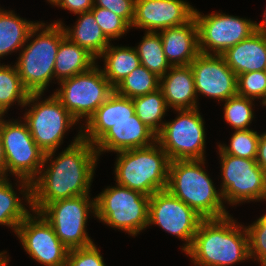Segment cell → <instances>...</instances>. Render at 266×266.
<instances>
[{
	"mask_svg": "<svg viewBox=\"0 0 266 266\" xmlns=\"http://www.w3.org/2000/svg\"><path fill=\"white\" fill-rule=\"evenodd\" d=\"M158 33L165 57L171 66L190 65L200 54L198 26L194 17L186 24L169 27Z\"/></svg>",
	"mask_w": 266,
	"mask_h": 266,
	"instance_id": "d6986e66",
	"label": "cell"
},
{
	"mask_svg": "<svg viewBox=\"0 0 266 266\" xmlns=\"http://www.w3.org/2000/svg\"><path fill=\"white\" fill-rule=\"evenodd\" d=\"M156 142V134L137 115L129 120H121L112 126L95 144L98 156L101 152H119L144 148Z\"/></svg>",
	"mask_w": 266,
	"mask_h": 266,
	"instance_id": "ac0fdd59",
	"label": "cell"
},
{
	"mask_svg": "<svg viewBox=\"0 0 266 266\" xmlns=\"http://www.w3.org/2000/svg\"><path fill=\"white\" fill-rule=\"evenodd\" d=\"M79 19L73 29L65 27L62 21L53 23L62 24L65 36L73 43L85 48L96 59L107 49L110 41L103 34L91 11L79 14Z\"/></svg>",
	"mask_w": 266,
	"mask_h": 266,
	"instance_id": "603a6c76",
	"label": "cell"
},
{
	"mask_svg": "<svg viewBox=\"0 0 266 266\" xmlns=\"http://www.w3.org/2000/svg\"><path fill=\"white\" fill-rule=\"evenodd\" d=\"M5 151L0 137V177L5 176Z\"/></svg>",
	"mask_w": 266,
	"mask_h": 266,
	"instance_id": "60d3db41",
	"label": "cell"
},
{
	"mask_svg": "<svg viewBox=\"0 0 266 266\" xmlns=\"http://www.w3.org/2000/svg\"><path fill=\"white\" fill-rule=\"evenodd\" d=\"M193 70L196 94L219 101L237 95V75L221 55L200 53L190 64Z\"/></svg>",
	"mask_w": 266,
	"mask_h": 266,
	"instance_id": "2e32d148",
	"label": "cell"
},
{
	"mask_svg": "<svg viewBox=\"0 0 266 266\" xmlns=\"http://www.w3.org/2000/svg\"><path fill=\"white\" fill-rule=\"evenodd\" d=\"M104 58V77L115 88L127 75L141 66L137 51L133 47L109 45L99 56Z\"/></svg>",
	"mask_w": 266,
	"mask_h": 266,
	"instance_id": "484cf974",
	"label": "cell"
},
{
	"mask_svg": "<svg viewBox=\"0 0 266 266\" xmlns=\"http://www.w3.org/2000/svg\"><path fill=\"white\" fill-rule=\"evenodd\" d=\"M0 8V58L19 50L31 38L29 33L37 22L27 21L14 12Z\"/></svg>",
	"mask_w": 266,
	"mask_h": 266,
	"instance_id": "d4e9b609",
	"label": "cell"
},
{
	"mask_svg": "<svg viewBox=\"0 0 266 266\" xmlns=\"http://www.w3.org/2000/svg\"><path fill=\"white\" fill-rule=\"evenodd\" d=\"M194 8L184 0H135L131 28L158 32L186 24L194 17Z\"/></svg>",
	"mask_w": 266,
	"mask_h": 266,
	"instance_id": "e0dca14e",
	"label": "cell"
},
{
	"mask_svg": "<svg viewBox=\"0 0 266 266\" xmlns=\"http://www.w3.org/2000/svg\"><path fill=\"white\" fill-rule=\"evenodd\" d=\"M132 100L137 117L157 135L165 123L162 118L169 109L162 91L158 89Z\"/></svg>",
	"mask_w": 266,
	"mask_h": 266,
	"instance_id": "4316f807",
	"label": "cell"
},
{
	"mask_svg": "<svg viewBox=\"0 0 266 266\" xmlns=\"http://www.w3.org/2000/svg\"><path fill=\"white\" fill-rule=\"evenodd\" d=\"M221 160V189L224 202L236 205L266 200V172L256 159H246L219 153Z\"/></svg>",
	"mask_w": 266,
	"mask_h": 266,
	"instance_id": "7c38bea8",
	"label": "cell"
},
{
	"mask_svg": "<svg viewBox=\"0 0 266 266\" xmlns=\"http://www.w3.org/2000/svg\"><path fill=\"white\" fill-rule=\"evenodd\" d=\"M204 159L174 160L170 162L167 190L204 219L229 215L220 190L202 166Z\"/></svg>",
	"mask_w": 266,
	"mask_h": 266,
	"instance_id": "3957f363",
	"label": "cell"
},
{
	"mask_svg": "<svg viewBox=\"0 0 266 266\" xmlns=\"http://www.w3.org/2000/svg\"><path fill=\"white\" fill-rule=\"evenodd\" d=\"M116 153L114 172L117 184L148 196L167 188L171 160L157 142Z\"/></svg>",
	"mask_w": 266,
	"mask_h": 266,
	"instance_id": "5b68a950",
	"label": "cell"
},
{
	"mask_svg": "<svg viewBox=\"0 0 266 266\" xmlns=\"http://www.w3.org/2000/svg\"><path fill=\"white\" fill-rule=\"evenodd\" d=\"M7 176L0 177V225H6L16 233L18 225L30 214Z\"/></svg>",
	"mask_w": 266,
	"mask_h": 266,
	"instance_id": "83f0119b",
	"label": "cell"
},
{
	"mask_svg": "<svg viewBox=\"0 0 266 266\" xmlns=\"http://www.w3.org/2000/svg\"><path fill=\"white\" fill-rule=\"evenodd\" d=\"M96 58L85 48L65 37L59 45L54 67V78L61 82L90 70L96 65Z\"/></svg>",
	"mask_w": 266,
	"mask_h": 266,
	"instance_id": "cb8c5ba5",
	"label": "cell"
},
{
	"mask_svg": "<svg viewBox=\"0 0 266 266\" xmlns=\"http://www.w3.org/2000/svg\"><path fill=\"white\" fill-rule=\"evenodd\" d=\"M133 115V100L114 91L85 122V128L81 126V137L94 145L117 122L129 120Z\"/></svg>",
	"mask_w": 266,
	"mask_h": 266,
	"instance_id": "ffe728a7",
	"label": "cell"
},
{
	"mask_svg": "<svg viewBox=\"0 0 266 266\" xmlns=\"http://www.w3.org/2000/svg\"><path fill=\"white\" fill-rule=\"evenodd\" d=\"M227 215L203 219L185 252L195 266H231L250 259L246 227Z\"/></svg>",
	"mask_w": 266,
	"mask_h": 266,
	"instance_id": "7a4b0ae2",
	"label": "cell"
},
{
	"mask_svg": "<svg viewBox=\"0 0 266 266\" xmlns=\"http://www.w3.org/2000/svg\"><path fill=\"white\" fill-rule=\"evenodd\" d=\"M199 108L175 110L179 115L163 124L156 142L171 161L205 159L204 120Z\"/></svg>",
	"mask_w": 266,
	"mask_h": 266,
	"instance_id": "8fae6325",
	"label": "cell"
},
{
	"mask_svg": "<svg viewBox=\"0 0 266 266\" xmlns=\"http://www.w3.org/2000/svg\"><path fill=\"white\" fill-rule=\"evenodd\" d=\"M260 135L252 129L235 130L230 145L219 144V153H225L246 159H256Z\"/></svg>",
	"mask_w": 266,
	"mask_h": 266,
	"instance_id": "d6a6232c",
	"label": "cell"
},
{
	"mask_svg": "<svg viewBox=\"0 0 266 266\" xmlns=\"http://www.w3.org/2000/svg\"><path fill=\"white\" fill-rule=\"evenodd\" d=\"M59 84L60 89H56L53 94L77 122L85 117L87 122L114 92V87L97 64L87 72L65 79Z\"/></svg>",
	"mask_w": 266,
	"mask_h": 266,
	"instance_id": "9c48e42d",
	"label": "cell"
},
{
	"mask_svg": "<svg viewBox=\"0 0 266 266\" xmlns=\"http://www.w3.org/2000/svg\"><path fill=\"white\" fill-rule=\"evenodd\" d=\"M204 218L167 189L150 196L148 226L158 225L166 232L185 241L182 251L192 245L196 231Z\"/></svg>",
	"mask_w": 266,
	"mask_h": 266,
	"instance_id": "5bb4252c",
	"label": "cell"
},
{
	"mask_svg": "<svg viewBox=\"0 0 266 266\" xmlns=\"http://www.w3.org/2000/svg\"><path fill=\"white\" fill-rule=\"evenodd\" d=\"M262 105H263V106H266V97H265V99L262 101Z\"/></svg>",
	"mask_w": 266,
	"mask_h": 266,
	"instance_id": "f6af8a7d",
	"label": "cell"
},
{
	"mask_svg": "<svg viewBox=\"0 0 266 266\" xmlns=\"http://www.w3.org/2000/svg\"><path fill=\"white\" fill-rule=\"evenodd\" d=\"M74 138L56 159L52 157L56 151L45 153L40 173L31 182V211L40 212L51 202L90 194L99 156L94 145L82 139L81 129ZM48 161L51 164L44 168Z\"/></svg>",
	"mask_w": 266,
	"mask_h": 266,
	"instance_id": "6da1fadb",
	"label": "cell"
},
{
	"mask_svg": "<svg viewBox=\"0 0 266 266\" xmlns=\"http://www.w3.org/2000/svg\"><path fill=\"white\" fill-rule=\"evenodd\" d=\"M33 213L18 225L16 231L24 250L42 265L65 266L69 249L59 240L42 214L37 211Z\"/></svg>",
	"mask_w": 266,
	"mask_h": 266,
	"instance_id": "9a60e30c",
	"label": "cell"
},
{
	"mask_svg": "<svg viewBox=\"0 0 266 266\" xmlns=\"http://www.w3.org/2000/svg\"><path fill=\"white\" fill-rule=\"evenodd\" d=\"M142 41L134 47L141 65L160 78L171 68L162 46V39L158 32H145Z\"/></svg>",
	"mask_w": 266,
	"mask_h": 266,
	"instance_id": "f546056e",
	"label": "cell"
},
{
	"mask_svg": "<svg viewBox=\"0 0 266 266\" xmlns=\"http://www.w3.org/2000/svg\"><path fill=\"white\" fill-rule=\"evenodd\" d=\"M259 30H266V9L264 11L263 21L261 23H257Z\"/></svg>",
	"mask_w": 266,
	"mask_h": 266,
	"instance_id": "b9f144b4",
	"label": "cell"
},
{
	"mask_svg": "<svg viewBox=\"0 0 266 266\" xmlns=\"http://www.w3.org/2000/svg\"><path fill=\"white\" fill-rule=\"evenodd\" d=\"M5 253L7 252H0V266H2L6 261L9 260V257H7L8 255L5 256Z\"/></svg>",
	"mask_w": 266,
	"mask_h": 266,
	"instance_id": "7bdbcfd3",
	"label": "cell"
},
{
	"mask_svg": "<svg viewBox=\"0 0 266 266\" xmlns=\"http://www.w3.org/2000/svg\"><path fill=\"white\" fill-rule=\"evenodd\" d=\"M115 185L95 197V216L108 226L137 236L148 227L150 196Z\"/></svg>",
	"mask_w": 266,
	"mask_h": 266,
	"instance_id": "52a82bcc",
	"label": "cell"
},
{
	"mask_svg": "<svg viewBox=\"0 0 266 266\" xmlns=\"http://www.w3.org/2000/svg\"><path fill=\"white\" fill-rule=\"evenodd\" d=\"M51 5L56 6L60 0H47Z\"/></svg>",
	"mask_w": 266,
	"mask_h": 266,
	"instance_id": "ee69618b",
	"label": "cell"
},
{
	"mask_svg": "<svg viewBox=\"0 0 266 266\" xmlns=\"http://www.w3.org/2000/svg\"><path fill=\"white\" fill-rule=\"evenodd\" d=\"M160 77L144 66H139L114 88L119 95L133 99L159 89Z\"/></svg>",
	"mask_w": 266,
	"mask_h": 266,
	"instance_id": "4dcf8cb0",
	"label": "cell"
},
{
	"mask_svg": "<svg viewBox=\"0 0 266 266\" xmlns=\"http://www.w3.org/2000/svg\"><path fill=\"white\" fill-rule=\"evenodd\" d=\"M94 7L110 10L131 27L134 19L135 0H94Z\"/></svg>",
	"mask_w": 266,
	"mask_h": 266,
	"instance_id": "74e56055",
	"label": "cell"
},
{
	"mask_svg": "<svg viewBox=\"0 0 266 266\" xmlns=\"http://www.w3.org/2000/svg\"><path fill=\"white\" fill-rule=\"evenodd\" d=\"M42 95L43 93H29L24 107L31 108L25 112L23 120L35 143L48 153L56 151L62 144L66 131L77 121L54 94L40 101Z\"/></svg>",
	"mask_w": 266,
	"mask_h": 266,
	"instance_id": "ba28073f",
	"label": "cell"
},
{
	"mask_svg": "<svg viewBox=\"0 0 266 266\" xmlns=\"http://www.w3.org/2000/svg\"><path fill=\"white\" fill-rule=\"evenodd\" d=\"M194 18L198 26L199 51L207 55H222L258 30L257 22L225 13L204 16L195 9Z\"/></svg>",
	"mask_w": 266,
	"mask_h": 266,
	"instance_id": "4fadbf2b",
	"label": "cell"
},
{
	"mask_svg": "<svg viewBox=\"0 0 266 266\" xmlns=\"http://www.w3.org/2000/svg\"><path fill=\"white\" fill-rule=\"evenodd\" d=\"M236 74L264 71L266 67V30H257L221 55Z\"/></svg>",
	"mask_w": 266,
	"mask_h": 266,
	"instance_id": "7402d4cb",
	"label": "cell"
},
{
	"mask_svg": "<svg viewBox=\"0 0 266 266\" xmlns=\"http://www.w3.org/2000/svg\"><path fill=\"white\" fill-rule=\"evenodd\" d=\"M250 258L266 266V214L246 227Z\"/></svg>",
	"mask_w": 266,
	"mask_h": 266,
	"instance_id": "d590c367",
	"label": "cell"
},
{
	"mask_svg": "<svg viewBox=\"0 0 266 266\" xmlns=\"http://www.w3.org/2000/svg\"><path fill=\"white\" fill-rule=\"evenodd\" d=\"M29 92L24 88L16 65L0 64V116H4L12 104L24 107ZM17 101V102H16Z\"/></svg>",
	"mask_w": 266,
	"mask_h": 266,
	"instance_id": "f1b7e54d",
	"label": "cell"
},
{
	"mask_svg": "<svg viewBox=\"0 0 266 266\" xmlns=\"http://www.w3.org/2000/svg\"><path fill=\"white\" fill-rule=\"evenodd\" d=\"M65 37L62 24L46 26L38 21L30 31L29 38L34 39L24 44L15 63L21 82L29 93H44L54 79L56 55Z\"/></svg>",
	"mask_w": 266,
	"mask_h": 266,
	"instance_id": "277c9868",
	"label": "cell"
},
{
	"mask_svg": "<svg viewBox=\"0 0 266 266\" xmlns=\"http://www.w3.org/2000/svg\"><path fill=\"white\" fill-rule=\"evenodd\" d=\"M65 266H106L99 249L93 243L86 247L70 249Z\"/></svg>",
	"mask_w": 266,
	"mask_h": 266,
	"instance_id": "8d00e7d4",
	"label": "cell"
},
{
	"mask_svg": "<svg viewBox=\"0 0 266 266\" xmlns=\"http://www.w3.org/2000/svg\"><path fill=\"white\" fill-rule=\"evenodd\" d=\"M56 6L76 15L89 12L94 7V0H60Z\"/></svg>",
	"mask_w": 266,
	"mask_h": 266,
	"instance_id": "f35d334b",
	"label": "cell"
},
{
	"mask_svg": "<svg viewBox=\"0 0 266 266\" xmlns=\"http://www.w3.org/2000/svg\"><path fill=\"white\" fill-rule=\"evenodd\" d=\"M159 89L173 110L198 108L193 70L190 65L171 66L160 78Z\"/></svg>",
	"mask_w": 266,
	"mask_h": 266,
	"instance_id": "44dd1931",
	"label": "cell"
},
{
	"mask_svg": "<svg viewBox=\"0 0 266 266\" xmlns=\"http://www.w3.org/2000/svg\"><path fill=\"white\" fill-rule=\"evenodd\" d=\"M7 263H9V260L8 261H6L2 266H8V264Z\"/></svg>",
	"mask_w": 266,
	"mask_h": 266,
	"instance_id": "bcb514c9",
	"label": "cell"
},
{
	"mask_svg": "<svg viewBox=\"0 0 266 266\" xmlns=\"http://www.w3.org/2000/svg\"><path fill=\"white\" fill-rule=\"evenodd\" d=\"M256 161L259 166L266 172V132L260 134Z\"/></svg>",
	"mask_w": 266,
	"mask_h": 266,
	"instance_id": "ab89813d",
	"label": "cell"
},
{
	"mask_svg": "<svg viewBox=\"0 0 266 266\" xmlns=\"http://www.w3.org/2000/svg\"><path fill=\"white\" fill-rule=\"evenodd\" d=\"M90 11L93 13L97 24L109 41L112 39L116 40V38L119 39V37L131 29V27L121 17L112 13L110 10L93 7Z\"/></svg>",
	"mask_w": 266,
	"mask_h": 266,
	"instance_id": "836d02e7",
	"label": "cell"
},
{
	"mask_svg": "<svg viewBox=\"0 0 266 266\" xmlns=\"http://www.w3.org/2000/svg\"><path fill=\"white\" fill-rule=\"evenodd\" d=\"M3 117L0 116V137L5 151V176L9 172L19 178V191L32 208L31 182L40 173L45 152L35 143L25 121H7Z\"/></svg>",
	"mask_w": 266,
	"mask_h": 266,
	"instance_id": "8992f818",
	"label": "cell"
},
{
	"mask_svg": "<svg viewBox=\"0 0 266 266\" xmlns=\"http://www.w3.org/2000/svg\"><path fill=\"white\" fill-rule=\"evenodd\" d=\"M237 95L261 99L266 97V75L264 71H252L237 75Z\"/></svg>",
	"mask_w": 266,
	"mask_h": 266,
	"instance_id": "e575fe53",
	"label": "cell"
},
{
	"mask_svg": "<svg viewBox=\"0 0 266 266\" xmlns=\"http://www.w3.org/2000/svg\"><path fill=\"white\" fill-rule=\"evenodd\" d=\"M253 99L240 95L228 98L224 104L225 121L235 130H247L254 118Z\"/></svg>",
	"mask_w": 266,
	"mask_h": 266,
	"instance_id": "1f68e13d",
	"label": "cell"
},
{
	"mask_svg": "<svg viewBox=\"0 0 266 266\" xmlns=\"http://www.w3.org/2000/svg\"><path fill=\"white\" fill-rule=\"evenodd\" d=\"M89 194L51 202L40 213L50 223L59 240L70 250L93 244L88 236V214L95 215V198Z\"/></svg>",
	"mask_w": 266,
	"mask_h": 266,
	"instance_id": "30bf717a",
	"label": "cell"
}]
</instances>
